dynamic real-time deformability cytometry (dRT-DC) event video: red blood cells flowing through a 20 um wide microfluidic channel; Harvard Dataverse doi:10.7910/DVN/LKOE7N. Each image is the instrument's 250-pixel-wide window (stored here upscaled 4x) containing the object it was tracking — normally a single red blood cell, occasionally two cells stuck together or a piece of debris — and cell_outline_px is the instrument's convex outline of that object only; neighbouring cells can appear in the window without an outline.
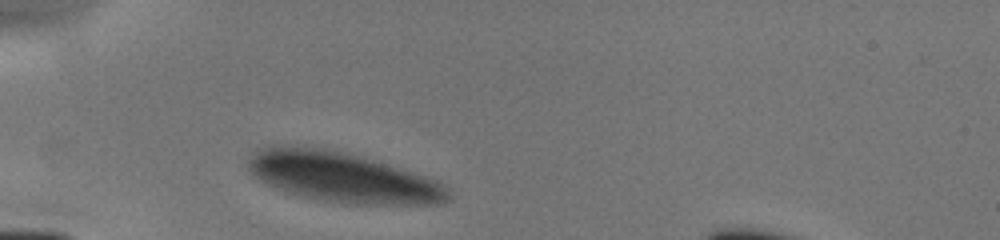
{"species": "human", "species_latin": "Homo sapiens", "temperature_condition": "cold", "stored_images_in_passage": 1, "camera_frame_rate_fps": 3000, "um_per_image_px": 0.085, "donor": {"sex": "male"}, "frame": {"image": 1, "passage_image": 1, "time_ms": 0.0, "image_size_px": [1000, 240], "cell_outline_px": [[448, 200], [440, 204], [344, 204], [320, 200], [300, 196], [264, 184], [252, 176], [248, 172], [248, 160], [260, 148], [268, 144], [292, 144], [324, 148], [344, 152], [360, 156], [424, 176], [436, 180], [444, 184], [448, 188]], "centroid_in_image_um": [29.01, 15.05], "position_along_channel_um": 56.0, "area_um2": 58.78}}